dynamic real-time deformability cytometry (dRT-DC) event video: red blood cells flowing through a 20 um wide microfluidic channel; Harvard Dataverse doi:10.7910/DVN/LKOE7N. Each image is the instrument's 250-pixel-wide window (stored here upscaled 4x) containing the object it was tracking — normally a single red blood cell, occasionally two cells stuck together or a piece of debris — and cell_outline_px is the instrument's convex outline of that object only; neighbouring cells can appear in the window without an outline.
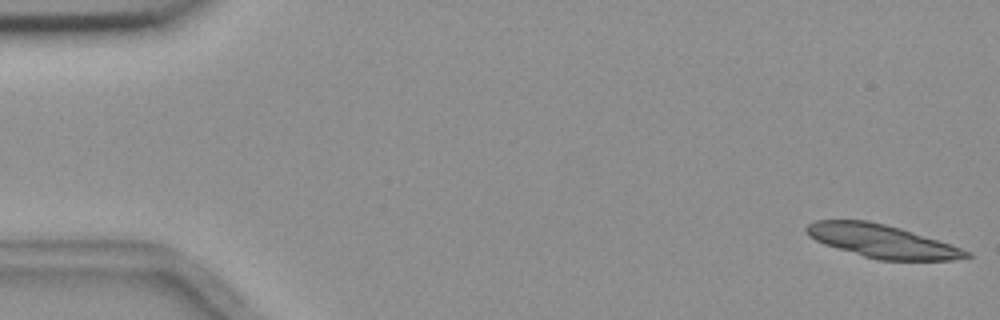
{"species": "common noctule bat (a hibernating species)", "species_latin": "Nyctalus noctula", "temperature_condition": "room temperature", "stored_images_in_passage": 5, "camera_frame_rate_fps": 3000, "um_per_image_px": 0.085, "animal": {"sex": "female", "body_mass_g": 18.4}, "frame": {"image": 1, "passage_image": 1, "time_ms": 0.0, "image_size_px": [1000, 320], "cell_outline_px": [[972, 256], [952, 260], [876, 260], [824, 244], [808, 236], [804, 228], [808, 224], [816, 220], [868, 220], [900, 228], [972, 252]], "centroid_in_image_um": [74.92, 20.5], "position_along_channel_um": 10.1, "area_um2": 30.52}}